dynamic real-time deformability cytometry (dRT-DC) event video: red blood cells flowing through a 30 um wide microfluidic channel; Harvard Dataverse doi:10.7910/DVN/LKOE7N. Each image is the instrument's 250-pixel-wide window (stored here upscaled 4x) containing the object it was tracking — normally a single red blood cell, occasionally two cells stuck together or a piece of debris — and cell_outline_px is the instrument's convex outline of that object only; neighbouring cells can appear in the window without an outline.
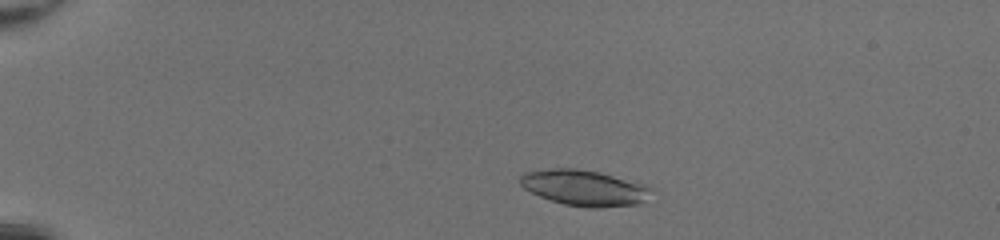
{"species": "common noctule bat (a hibernating species)", "species_latin": "Nyctalus noctula", "temperature_condition": "room temperature", "stored_images_in_passage": 44, "camera_frame_rate_fps": 3000, "um_per_image_px": 0.085, "animal": {"sex": "female", "body_mass_g": 20.0, "forearm_length_mm": 54.0}, "frame": {"image": 1, "passage_image": 6, "time_ms": 1.667, "image_size_px": [1000, 240], "cell_outline_px": [[660, 192], [640, 204], [600, 208], [588, 208], [564, 204], [540, 196], [524, 188], [520, 184], [520, 176], [524, 172], [552, 168], [576, 168], [600, 172], [636, 180], [656, 188]], "centroid_in_image_um": [49.84, 15.97], "position_along_channel_um": 35.2, "area_um2": 28.26}}
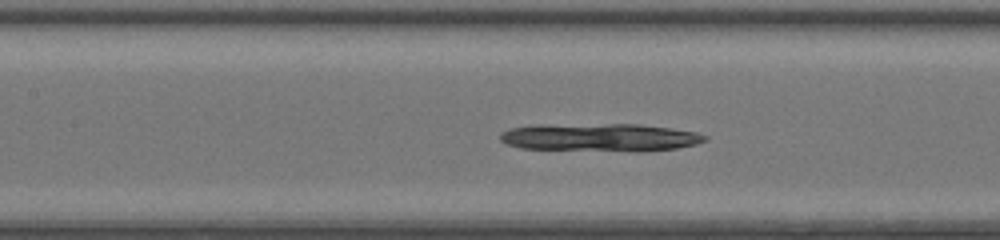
{"frame": {"image": 2, "passage_image": 20, "time_ms": 6.333, "image_size_px": [1000, 240], "cell_outline_px": [[708, 140], [696, 144], [676, 148], [644, 152], [632, 152], [520, 148], [508, 144], [500, 140], [500, 132], [508, 128], [532, 124], [640, 124], [672, 128], [696, 132], [708, 136]], "centroid_in_image_um": [51.0, 11.68], "position_along_channel_um": 156.4, "area_um2": 34.1}}
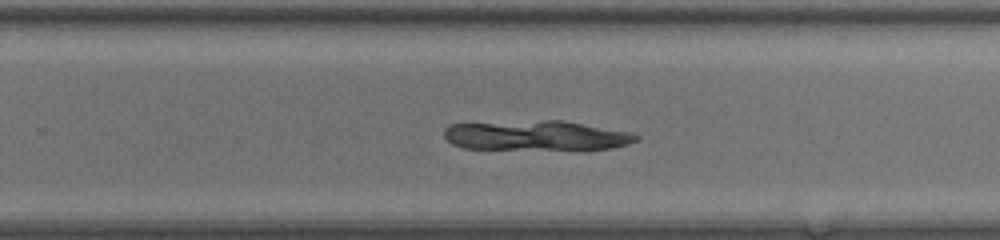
{"frame": {"image": 3, "passage_image": 29, "time_ms": 9.333, "image_size_px": [1000, 240], "cell_outline_px": [[640, 136], [636, 140], [628, 144], [612, 148], [464, 148], [452, 144], [444, 136], [444, 128], [448, 124], [544, 120], [564, 120], [632, 132]], "centroid_in_image_um": [45.58, 11.49], "position_along_channel_um": 284.2, "area_um2": 32.83}}